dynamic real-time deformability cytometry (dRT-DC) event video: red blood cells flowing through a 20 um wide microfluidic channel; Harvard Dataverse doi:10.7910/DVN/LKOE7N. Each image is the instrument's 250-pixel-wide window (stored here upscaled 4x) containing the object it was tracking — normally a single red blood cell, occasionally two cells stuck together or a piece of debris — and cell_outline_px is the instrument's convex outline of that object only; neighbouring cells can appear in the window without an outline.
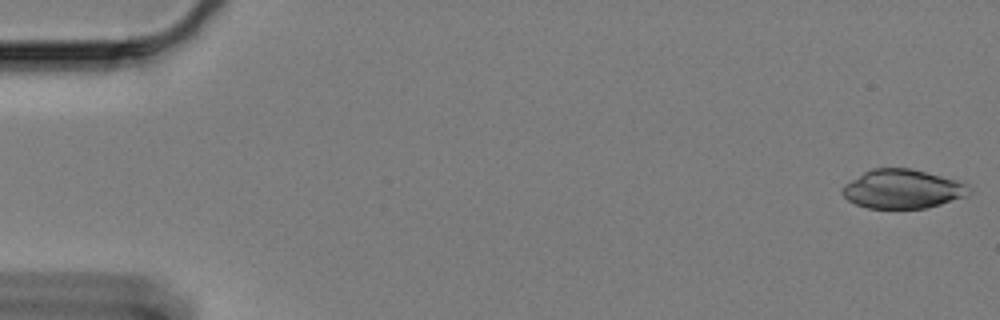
{"species": "Egyptian fruit bat (a non-hibernating species)", "species_latin": "Rousettus aegyptiacus", "temperature_condition": "cold", "stored_images_in_passage": 59, "camera_frame_rate_fps": 3000, "um_per_image_px": 0.085, "animal": {"sex": "female"}, "frame": {"image": 1, "passage_image": 1, "time_ms": 0.0, "image_size_px": [1000, 320], "cell_outline_px": [[972, 192], [968, 196], [940, 204], [924, 208], [868, 208], [856, 204], [848, 200], [840, 192], [844, 184], [864, 172], [872, 168], [908, 168], [956, 180], [968, 184], [972, 188]], "centroid_in_image_um": [76.72, 16.07], "position_along_channel_um": 8.3, "area_um2": 28.73}}
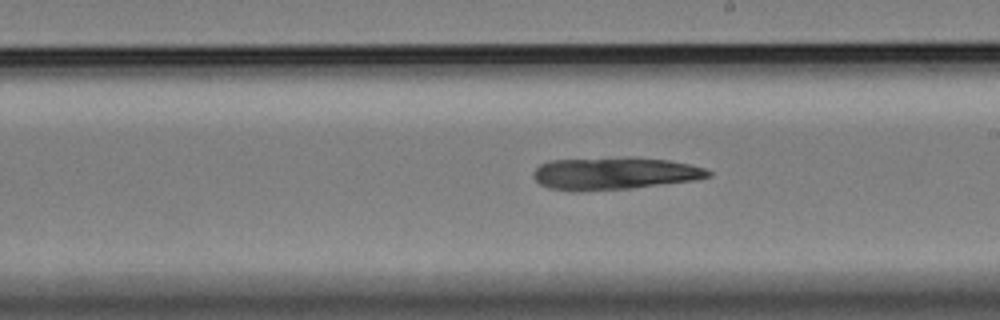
{"frame": {"image": 2, "passage_image": 34, "time_ms": 11.0, "image_size_px": [1000, 320], "cell_outline_px": [[712, 176], [696, 180], [632, 188], [572, 192], [548, 188], [540, 184], [532, 176], [532, 172], [540, 164], [552, 160], [628, 156], [668, 160], [688, 164], [704, 168], [712, 172]], "centroid_in_image_um": [52.2, 14.74], "position_along_channel_um": 236.8, "area_um2": 33.52}}
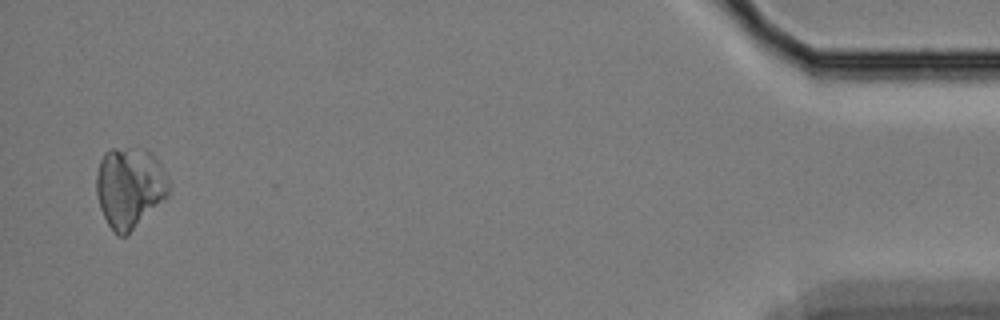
{"frame": {"image": 3, "passage_image": 58, "time_ms": 19.0, "image_size_px": [1000, 320], "cell_outline_px": [[168, 196], [124, 236], [116, 236], [112, 232], [100, 208], [96, 192], [96, 176], [100, 160], [104, 152], [112, 148], [136, 148], [148, 152], [160, 164], [168, 176]], "centroid_in_image_um": [10.98, 15.93], "position_along_channel_um": 424.2, "area_um2": 33.7}}